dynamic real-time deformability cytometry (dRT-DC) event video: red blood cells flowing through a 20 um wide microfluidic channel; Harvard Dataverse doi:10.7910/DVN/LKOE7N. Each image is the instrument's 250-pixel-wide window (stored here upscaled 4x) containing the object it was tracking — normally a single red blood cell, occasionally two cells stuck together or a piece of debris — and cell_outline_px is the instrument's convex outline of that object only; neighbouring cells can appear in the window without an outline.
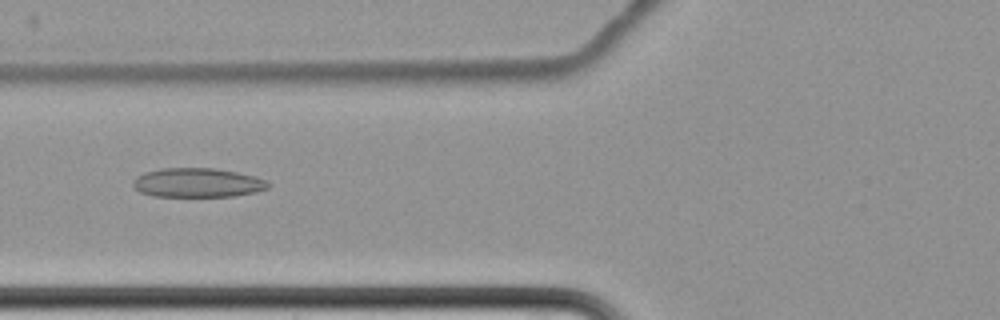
{"species": "common noctule bat (a hibernating species)", "species_latin": "Nyctalus noctula", "temperature_condition": "cold", "stored_images_in_passage": 8, "camera_frame_rate_fps": 3000, "um_per_image_px": 0.085, "animal": {"sex": "female", "body_mass_g": 22.7, "forearm_length_mm": 54.2}, "frame": {"image": 1, "passage_image": 4, "time_ms": 4.667, "image_size_px": [1000, 320], "cell_outline_px": [[272, 184], [268, 188], [256, 192], [236, 196], [152, 196], [140, 192], [132, 184], [132, 180], [136, 176], [144, 172], [160, 168], [216, 168], [256, 176], [268, 180]], "centroid_in_image_um": [16.81, 15.52], "position_along_channel_um": 109.0, "area_um2": 23.29}}
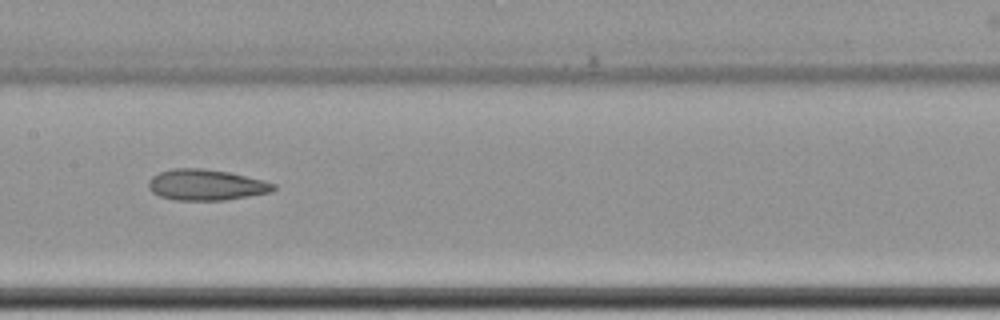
{"frame": {"image": 2, "passage_image": 6, "time_ms": 7.0, "image_size_px": [1000, 320], "cell_outline_px": [[276, 188], [272, 192], [224, 200], [176, 200], [160, 196], [152, 192], [148, 188], [148, 180], [152, 176], [160, 172], [172, 168], [200, 168], [228, 172], [276, 184]], "centroid_in_image_um": [17.48, 15.71], "position_along_channel_um": 189.9, "area_um2": 22.37}}
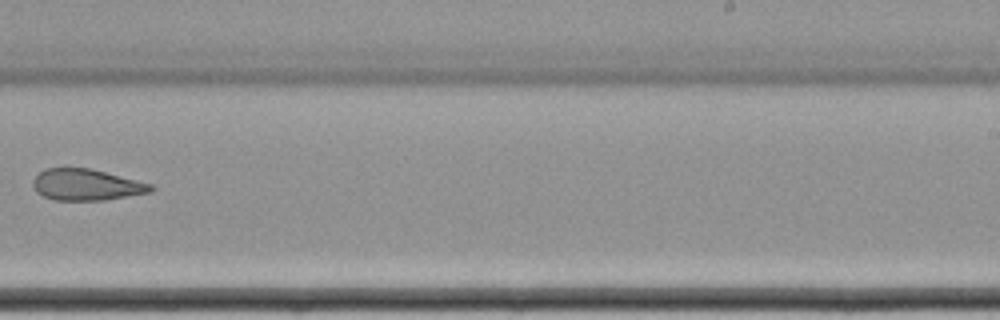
{"frame": {"image": 3, "passage_image": 8, "time_ms": 9.667, "image_size_px": [1000, 320], "cell_outline_px": [[156, 188], [152, 192], [104, 200], [52, 200], [36, 192], [32, 184], [32, 180], [44, 168], [92, 168], [152, 184]], "centroid_in_image_um": [7.35, 15.7], "position_along_channel_um": 281.7, "area_um2": 21.68}}